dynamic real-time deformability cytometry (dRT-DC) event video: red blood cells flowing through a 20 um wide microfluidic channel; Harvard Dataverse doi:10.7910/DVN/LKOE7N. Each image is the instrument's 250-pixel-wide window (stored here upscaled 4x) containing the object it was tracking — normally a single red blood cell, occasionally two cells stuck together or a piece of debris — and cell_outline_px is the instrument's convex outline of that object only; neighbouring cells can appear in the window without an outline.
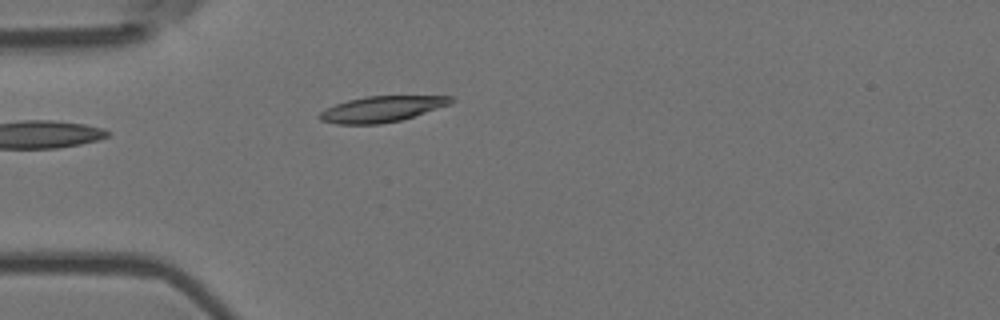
{"species": "Egyptian fruit bat (a non-hibernating species)", "species_latin": "Rousettus aegyptiacus", "temperature_condition": "room temperature", "stored_images_in_passage": 2, "camera_frame_rate_fps": 3000, "um_per_image_px": 0.085, "animal": {"sex": "female"}, "frame": {"image": 1, "passage_image": 2, "time_ms": 0.333, "image_size_px": [1000, 320], "cell_outline_px": [[456, 100], [452, 104], [400, 120], [380, 124], [336, 124], [320, 120], [316, 116], [320, 112], [336, 104], [348, 100], [364, 96], [452, 96]], "centroid_in_image_um": [32.46, 9.27], "position_along_channel_um": 52.5, "area_um2": 19.77}}